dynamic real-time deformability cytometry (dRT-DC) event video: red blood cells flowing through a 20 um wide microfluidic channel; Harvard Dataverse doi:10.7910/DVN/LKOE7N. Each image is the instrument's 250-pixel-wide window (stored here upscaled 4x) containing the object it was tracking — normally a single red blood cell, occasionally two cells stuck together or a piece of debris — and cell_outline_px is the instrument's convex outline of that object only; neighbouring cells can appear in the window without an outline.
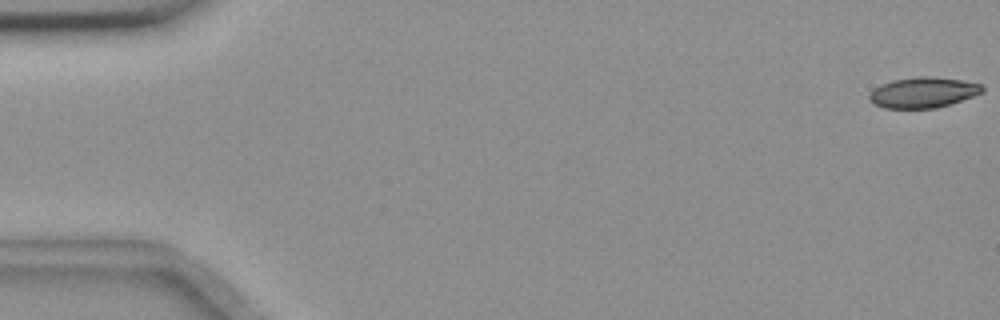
{"species": "common noctule bat (a hibernating species)", "species_latin": "Nyctalus noctula", "temperature_condition": "room temperature", "stored_images_in_passage": 56, "camera_frame_rate_fps": 3000, "um_per_image_px": 0.085, "animal": {"sex": "female", "body_mass_g": 18.4}, "frame": {"image": 1, "passage_image": 1, "time_ms": 0.0, "image_size_px": [1000, 320], "cell_outline_px": [[984, 92], [936, 108], [884, 108], [872, 104], [868, 96], [880, 84], [892, 80], [920, 76], [932, 76], [960, 80], [980, 84], [984, 88]], "centroid_in_image_um": [78.43, 7.86], "position_along_channel_um": 6.6, "area_um2": 19.94}}
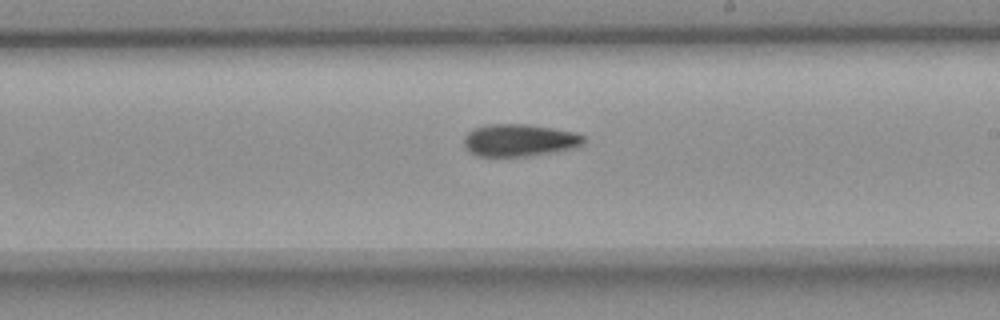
{"frame": {"image": 2, "passage_image": 33, "time_ms": 10.667, "image_size_px": [1000, 320], "cell_outline_px": [[584, 144], [576, 148], [524, 156], [480, 156], [468, 152], [464, 144], [464, 136], [472, 128], [488, 124], [528, 124], [576, 132], [584, 136]], "centroid_in_image_um": [44.14, 11.91], "position_along_channel_um": 244.9, "area_um2": 22.6}}
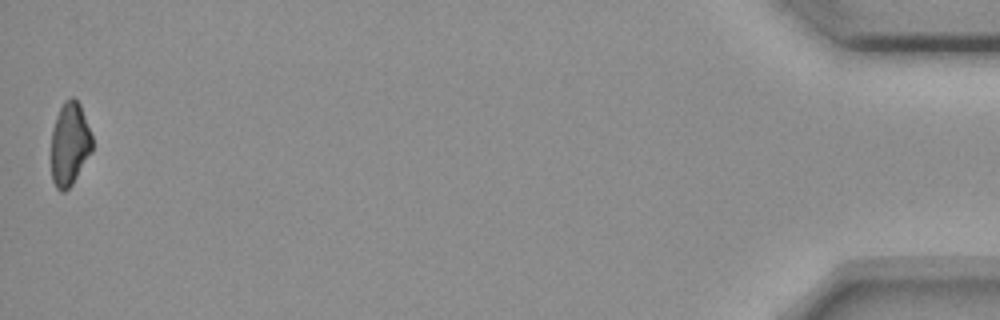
{"frame": {"image": 3, "passage_image": 56, "time_ms": 18.333, "image_size_px": [1000, 320], "cell_outline_px": [[92, 152], [72, 184], [64, 192], [60, 192], [56, 188], [52, 180], [52, 128], [56, 116], [64, 100], [72, 96], [80, 104], [92, 136]], "centroid_in_image_um": [5.92, 12.24], "position_along_channel_um": 429.3, "area_um2": 19.88}}